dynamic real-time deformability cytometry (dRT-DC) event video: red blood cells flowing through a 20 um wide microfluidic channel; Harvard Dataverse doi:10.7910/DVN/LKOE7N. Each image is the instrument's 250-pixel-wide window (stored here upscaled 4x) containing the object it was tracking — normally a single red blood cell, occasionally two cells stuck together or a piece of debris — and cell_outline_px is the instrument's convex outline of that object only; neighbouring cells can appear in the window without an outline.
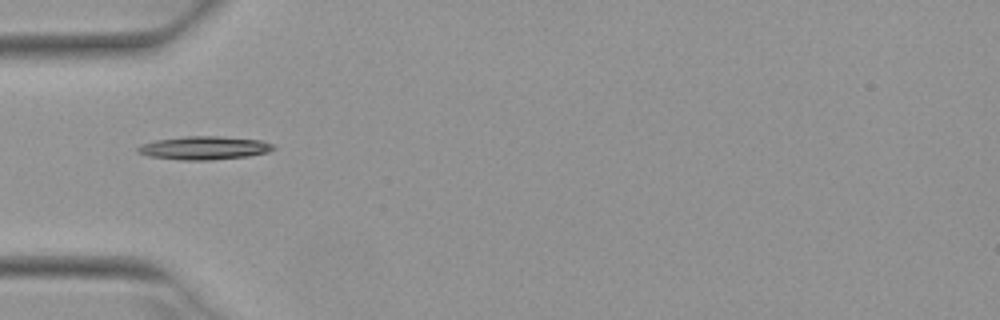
{"species": "Egyptian fruit bat (a non-hibernating species)", "species_latin": "Rousettus aegyptiacus", "temperature_condition": "warm", "stored_images_in_passage": 36, "camera_frame_rate_fps": 3000, "um_per_image_px": 0.085, "animal": {"sex": "female"}, "frame": {"image": 1, "passage_image": 1, "time_ms": 0.0, "image_size_px": [1000, 320], "cell_outline_px": [[276, 148], [268, 152], [248, 156], [212, 160], [180, 160], [148, 156], [140, 152], [136, 148], [140, 144], [156, 140], [184, 136], [220, 136], [260, 140], [272, 144]], "centroid_in_image_um": [17.35, 12.57], "position_along_channel_um": 67.6, "area_um2": 18.44}}
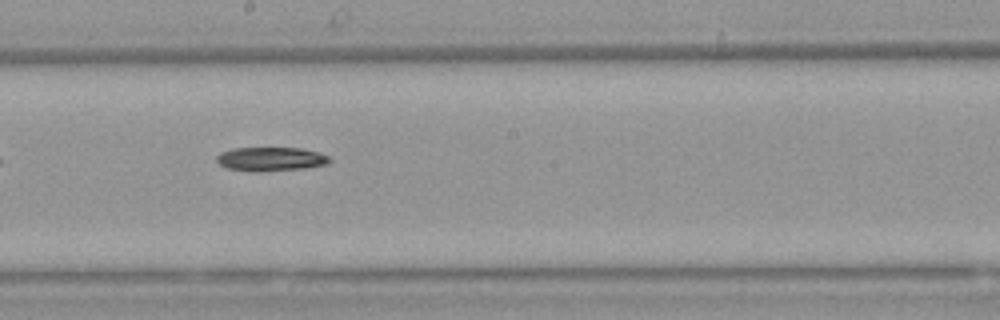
{"frame": {"image": 2, "passage_image": 13, "time_ms": 4.0, "image_size_px": [1000, 320], "cell_outline_px": [[332, 160], [328, 164], [304, 168], [256, 172], [228, 168], [220, 164], [216, 160], [216, 156], [220, 152], [232, 148], [300, 148], [320, 152], [328, 156]], "centroid_in_image_um": [23.03, 13.51], "position_along_channel_um": 225.2, "area_um2": 15.78}}
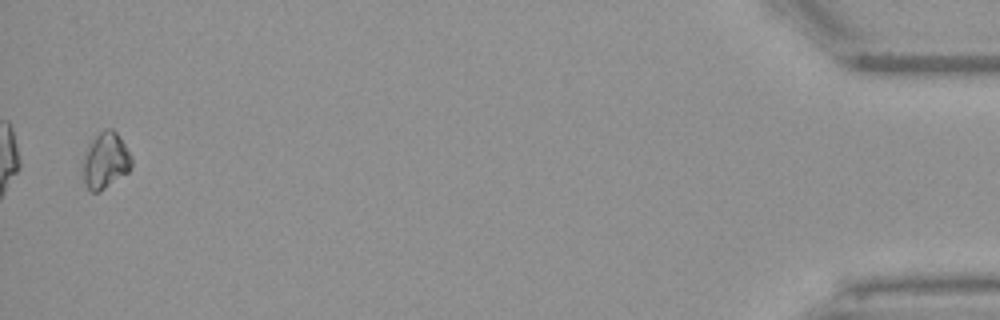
{"frame": {"image": 3, "passage_image": 35, "time_ms": 11.333, "image_size_px": [1000, 320], "cell_outline_px": [[132, 168], [128, 172], [100, 192], [92, 192], [84, 184], [84, 156], [88, 144], [104, 128], [112, 128], [116, 132], [132, 156]], "centroid_in_image_um": [8.98, 13.65], "position_along_channel_um": 426.2, "area_um2": 15.84}, "authors_computed_cell_mechanics": {"area_um2": 15.6349, "velocity_mm_per_s": 3.962, "shape_relaxation_time_tau1_ms": 3.1419, "shape_relaxation_time_tau2_ms": null, "deformation_change_tau1": 0.1145, "deformation_change_tau2": null}}